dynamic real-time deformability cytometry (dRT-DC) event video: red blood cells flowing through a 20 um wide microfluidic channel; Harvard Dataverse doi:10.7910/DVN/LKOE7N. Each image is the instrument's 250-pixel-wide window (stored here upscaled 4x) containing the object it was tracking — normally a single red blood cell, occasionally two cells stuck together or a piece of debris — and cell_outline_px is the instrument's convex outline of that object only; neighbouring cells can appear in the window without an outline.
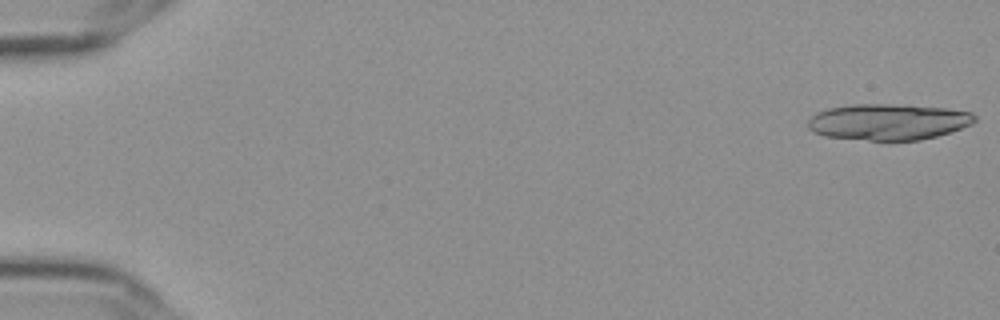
{"species": "Egyptian fruit bat (a non-hibernating species)", "species_latin": "Rousettus aegyptiacus", "temperature_condition": "cold", "stored_images_in_passage": 21, "camera_frame_rate_fps": 3000, "um_per_image_px": 0.085, "frame": {"image": 1, "passage_image": 1, "time_ms": 0.0, "image_size_px": [1000, 320], "cell_outline_px": [[976, 120], [972, 124], [936, 136], [920, 140], [868, 140], [824, 136], [812, 132], [808, 128], [808, 120], [816, 112], [828, 108], [852, 104], [904, 104], [948, 108], [972, 112], [976, 116]], "centroid_in_image_um": [75.49, 10.34], "position_along_channel_um": 9.5, "area_um2": 35.37}}